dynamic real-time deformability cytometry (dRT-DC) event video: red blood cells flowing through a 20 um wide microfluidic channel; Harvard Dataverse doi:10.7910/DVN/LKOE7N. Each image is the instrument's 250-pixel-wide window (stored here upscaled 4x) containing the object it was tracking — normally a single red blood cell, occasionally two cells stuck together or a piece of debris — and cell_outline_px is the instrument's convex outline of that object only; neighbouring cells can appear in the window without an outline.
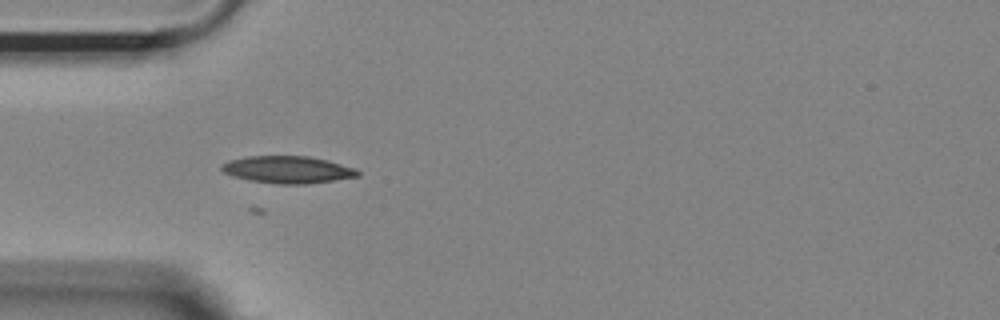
{"species": "Egyptian fruit bat (a non-hibernating species)", "species_latin": "Rousettus aegyptiacus", "temperature_condition": "room temperature", "stored_images_in_passage": 30, "camera_frame_rate_fps": 3000, "um_per_image_px": 0.085, "animal": {"sex": "female"}, "frame": {"image": 1, "passage_image": 2, "time_ms": 0.333, "image_size_px": [1000, 320], "cell_outline_px": [[360, 176], [308, 184], [276, 184], [248, 180], [232, 176], [224, 172], [220, 168], [220, 164], [228, 160], [248, 156], [308, 156], [328, 160], [356, 168], [360, 172]], "centroid_in_image_um": [24.44, 14.42], "position_along_channel_um": 60.6, "area_um2": 21.79}}
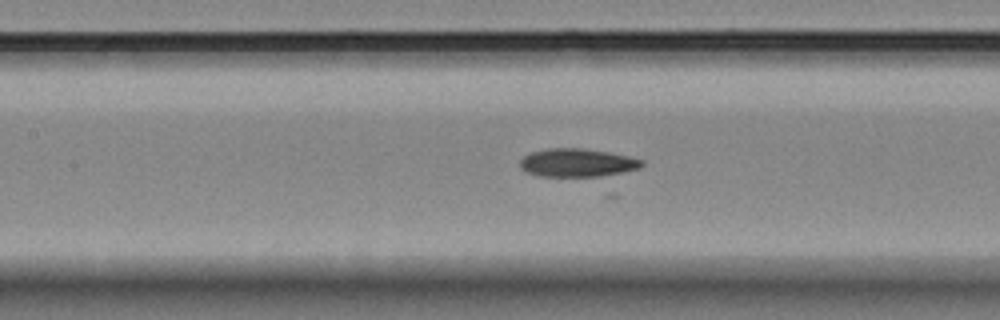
{"frame": {"image": 2, "passage_image": 10, "time_ms": 3.0, "image_size_px": [1000, 320], "cell_outline_px": [[644, 164], [640, 168], [600, 176], [540, 176], [528, 172], [520, 168], [520, 160], [524, 156], [532, 152], [548, 148], [584, 148], [608, 152], [628, 156], [644, 160]], "centroid_in_image_um": [49.06, 13.82], "position_along_channel_um": 158.3, "area_um2": 19.88}}
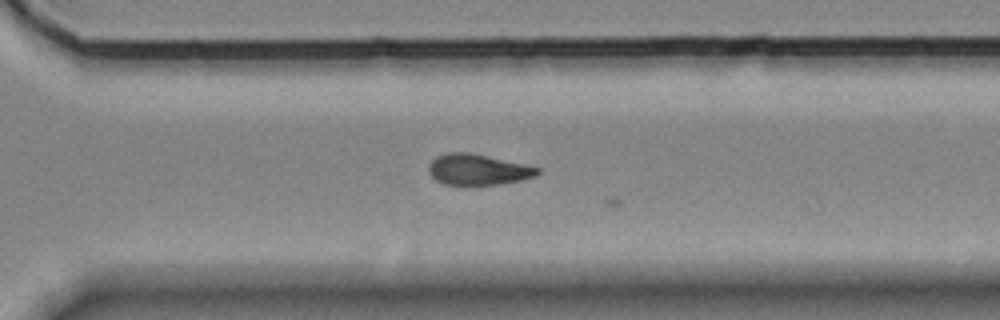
{"frame": {"image": 3, "passage_image": 24, "time_ms": 7.667, "image_size_px": [1000, 320], "cell_outline_px": [[540, 172], [536, 176], [520, 180], [496, 184], [444, 184], [436, 180], [428, 172], [428, 164], [436, 156], [448, 152], [468, 152], [524, 164], [540, 168]], "centroid_in_image_um": [40.59, 14.4], "position_along_channel_um": 330.0, "area_um2": 19.31}}